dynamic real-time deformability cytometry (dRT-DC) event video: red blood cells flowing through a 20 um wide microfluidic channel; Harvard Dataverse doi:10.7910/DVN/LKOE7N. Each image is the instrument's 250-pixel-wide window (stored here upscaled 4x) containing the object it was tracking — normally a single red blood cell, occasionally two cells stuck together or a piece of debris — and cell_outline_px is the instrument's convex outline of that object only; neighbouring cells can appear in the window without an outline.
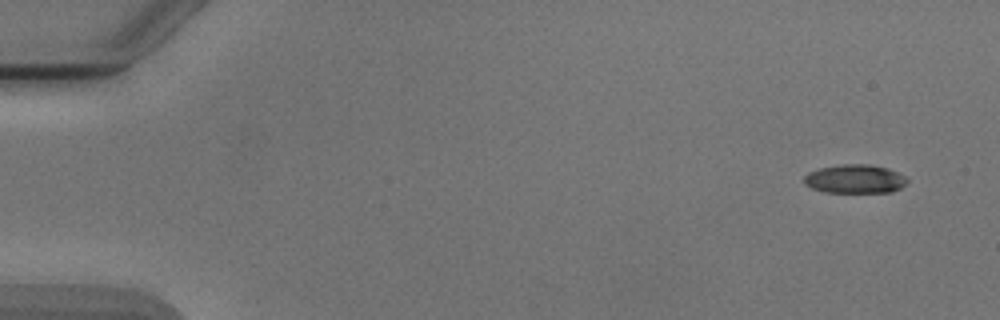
{"species": "Egyptian fruit bat (a non-hibernating species)", "species_latin": "Rousettus aegyptiacus", "temperature_condition": "cold", "stored_images_in_passage": 9, "camera_frame_rate_fps": 3000, "um_per_image_px": 0.085, "animal": {"sex": "male"}, "frame": {"image": 1, "passage_image": 1, "time_ms": 0.0, "image_size_px": [1000, 320], "cell_outline_px": [[908, 180], [900, 188], [892, 192], [828, 192], [812, 188], [804, 184], [804, 176], [808, 172], [820, 168], [840, 164], [868, 164], [888, 168], [904, 176]], "centroid_in_image_um": [72.65, 15.2], "position_along_channel_um": 12.3, "area_um2": 17.17}}
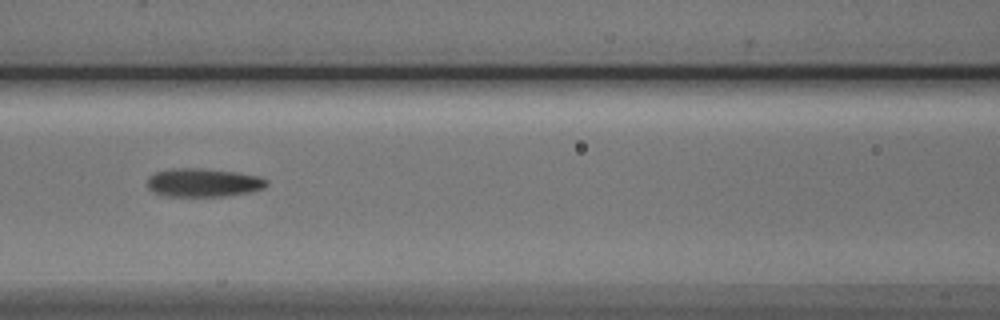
{"frame": {"image": 2, "passage_image": 7, "time_ms": 7.0, "image_size_px": [1000, 320], "cell_outline_px": [[268, 184], [264, 188], [252, 192], [224, 196], [168, 196], [152, 192], [148, 188], [148, 176], [156, 172], [172, 168], [204, 168], [236, 172], [260, 176], [268, 180]], "centroid_in_image_um": [17.3, 15.52], "position_along_channel_um": 149.3, "area_um2": 20.0}}
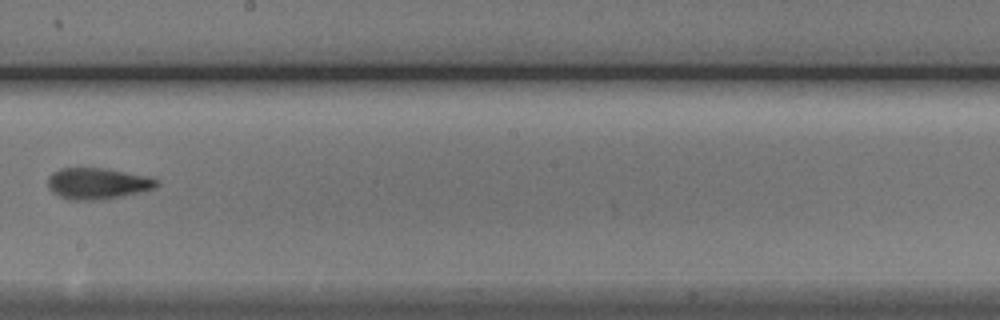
{"frame": {"image": 3, "passage_image": 9, "time_ms": 9.333, "image_size_px": [1000, 320], "cell_outline_px": [[160, 184], [156, 188], [140, 192], [100, 200], [68, 200], [52, 192], [48, 188], [48, 176], [52, 172], [60, 168], [100, 168], [148, 176], [160, 180]], "centroid_in_image_um": [8.29, 15.6], "position_along_channel_um": 239.9, "area_um2": 19.88}}